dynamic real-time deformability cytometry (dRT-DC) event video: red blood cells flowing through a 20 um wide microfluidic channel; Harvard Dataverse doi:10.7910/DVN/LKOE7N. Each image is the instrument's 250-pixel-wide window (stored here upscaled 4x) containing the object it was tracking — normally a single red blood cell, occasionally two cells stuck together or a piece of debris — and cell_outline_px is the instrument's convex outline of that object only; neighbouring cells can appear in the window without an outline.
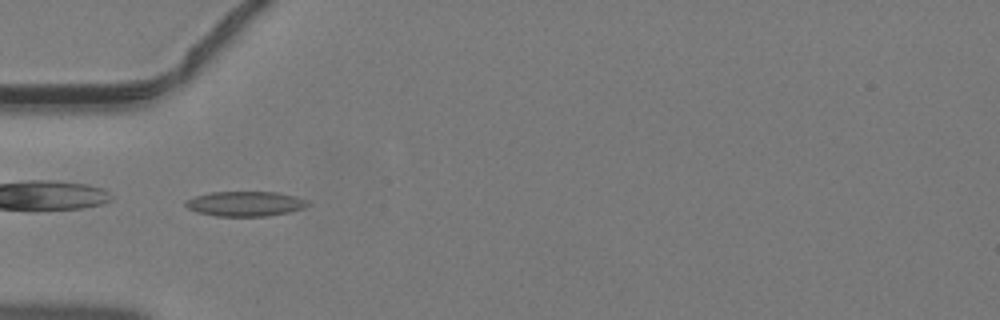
{"species": "common noctule bat (a hibernating species)", "species_latin": "Nyctalus noctula", "temperature_condition": "warm", "stored_images_in_passage": 32, "camera_frame_rate_fps": 3000, "um_per_image_px": 0.085, "animal": {"sex": "male", "body_mass_g": 19.2, "forearm_length_mm": 51.8}, "frame": {"image": 1, "passage_image": 2, "time_ms": 0.333, "image_size_px": [1000, 320], "cell_outline_px": [[308, 204], [304, 208], [288, 212], [268, 216], [216, 216], [196, 212], [188, 208], [184, 204], [184, 200], [196, 196], [212, 192], [276, 192], [308, 200]], "centroid_in_image_um": [20.81, 17.32], "position_along_channel_um": 64.2, "area_um2": 17.63}}
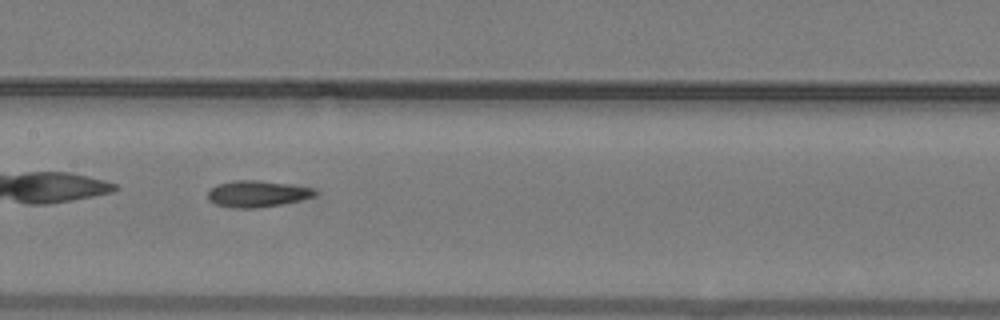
{"frame": {"image": 2, "passage_image": 10, "time_ms": 3.0, "image_size_px": [1000, 320], "cell_outline_px": [[320, 192], [316, 196], [300, 200], [280, 204], [256, 208], [232, 208], [216, 204], [208, 200], [208, 192], [216, 184], [232, 180], [260, 180], [288, 184], [312, 188]], "centroid_in_image_um": [21.86, 16.47], "position_along_channel_um": 185.5, "area_um2": 16.59}}
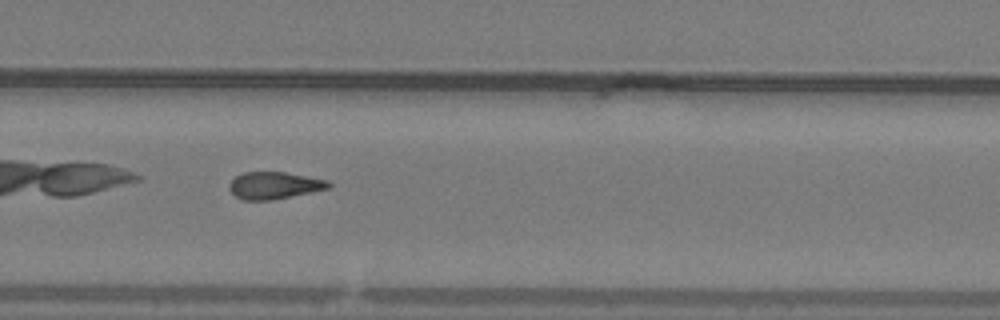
{"frame": {"image": 3, "passage_image": 18, "time_ms": 5.667, "image_size_px": [1000, 320], "cell_outline_px": [[332, 184], [328, 188], [312, 192], [272, 200], [244, 200], [236, 196], [228, 188], [228, 184], [236, 176], [244, 172], [284, 172], [328, 180]], "centroid_in_image_um": [23.3, 15.76], "position_along_channel_um": 306.5, "area_um2": 15.61}}